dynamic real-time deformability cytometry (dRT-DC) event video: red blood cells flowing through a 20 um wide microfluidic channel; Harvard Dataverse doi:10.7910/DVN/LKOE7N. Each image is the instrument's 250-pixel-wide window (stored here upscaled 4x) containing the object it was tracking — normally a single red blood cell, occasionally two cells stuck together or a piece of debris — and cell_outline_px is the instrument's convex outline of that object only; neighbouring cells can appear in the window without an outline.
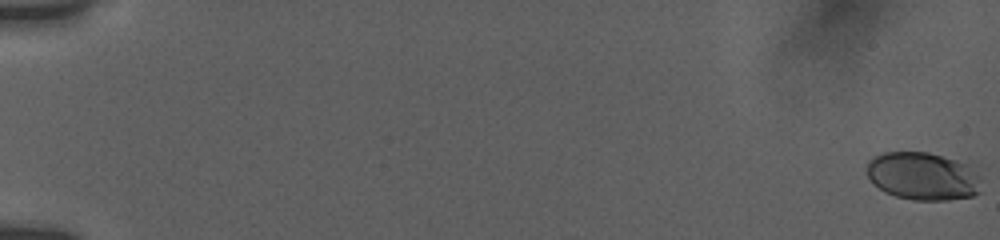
{"species": "human", "species_latin": "Homo sapiens", "temperature_condition": "room temperature", "stored_images_in_passage": 86, "camera_frame_rate_fps": 3000, "um_per_image_px": 0.085, "donor": {"sex": "female"}, "frame": {"image": 1, "passage_image": 1, "time_ms": 0.0, "image_size_px": [1000, 240], "cell_outline_px": [[984, 192], [972, 196], [948, 200], [912, 200], [896, 196], [884, 192], [868, 176], [864, 168], [868, 160], [884, 152], [928, 152], [976, 164], [980, 176]], "centroid_in_image_um": [78.56, 14.96], "position_along_channel_um": 6.4, "area_um2": 33.0}}
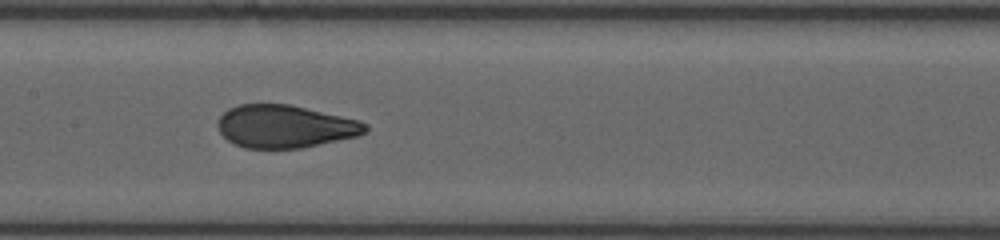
{"frame": {"image": 2, "passage_image": 41, "time_ms": 10.0, "image_size_px": [1000, 240], "cell_outline_px": [[368, 128], [364, 132], [356, 136], [300, 148], [244, 148], [228, 140], [220, 132], [216, 124], [220, 116], [228, 108], [240, 104], [288, 104], [360, 120], [368, 124]], "centroid_in_image_um": [24.2, 10.74], "position_along_channel_um": 183.2, "area_um2": 36.53}}
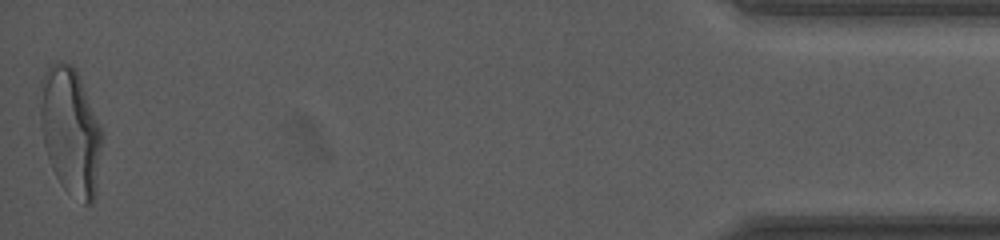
{"frame": {"image": 3, "passage_image": 86, "time_ms": 18.667, "image_size_px": [1000, 240], "cell_outline_px": [[104, 136], [96, 192], [92, 204], [84, 204], [64, 188], [60, 184], [52, 168], [44, 144], [40, 124], [40, 80], [52, 60], [60, 60], [76, 68]], "centroid_in_image_um": [5.99, 11.13], "position_along_channel_um": 429.2, "area_um2": 46.18}, "authors_computed_cell_mechanics": {"area_um2": 37.3388, "velocity_mm_per_s": 3.772, "shape_relaxation_time_tau1_ms": 8.1163, "shape_relaxation_time_tau2_ms": null, "deformation_change_tau1": 0.2729, "deformation_change_tau2": null}}